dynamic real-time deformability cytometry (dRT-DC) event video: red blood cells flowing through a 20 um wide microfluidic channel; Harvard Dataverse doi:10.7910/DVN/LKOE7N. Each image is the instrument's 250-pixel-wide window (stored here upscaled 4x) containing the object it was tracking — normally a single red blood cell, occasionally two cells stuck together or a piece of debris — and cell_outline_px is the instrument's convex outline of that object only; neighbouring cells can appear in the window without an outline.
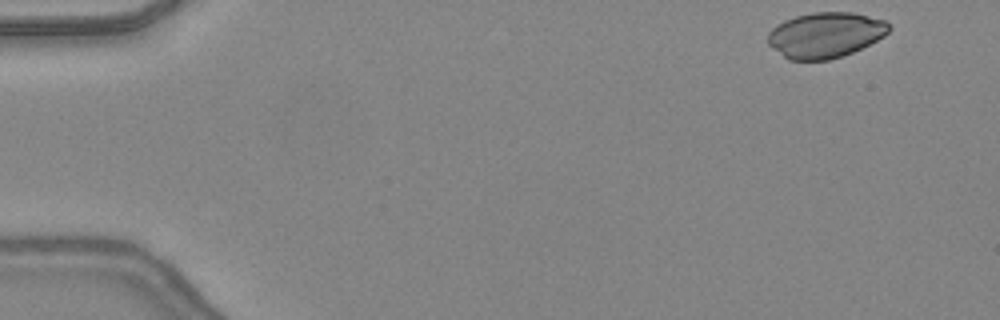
{"species": "common noctule bat (a hibernating species)", "species_latin": "Nyctalus noctula", "temperature_condition": "warm", "stored_images_in_passage": 45, "camera_frame_rate_fps": 3000, "um_per_image_px": 0.085, "animal": {"sex": "female", "body_mass_g": 24.6, "forearm_length_mm": 56.2}, "frame": {"image": 1, "passage_image": 1, "time_ms": 0.0, "image_size_px": [1000, 320], "cell_outline_px": [[892, 28], [884, 36], [852, 52], [828, 60], [788, 60], [772, 48], [768, 44], [768, 32], [776, 24], [784, 20], [796, 16], [812, 12], [852, 12], [884, 20]], "centroid_in_image_um": [70.12, 2.97], "position_along_channel_um": 14.9, "area_um2": 32.02}}